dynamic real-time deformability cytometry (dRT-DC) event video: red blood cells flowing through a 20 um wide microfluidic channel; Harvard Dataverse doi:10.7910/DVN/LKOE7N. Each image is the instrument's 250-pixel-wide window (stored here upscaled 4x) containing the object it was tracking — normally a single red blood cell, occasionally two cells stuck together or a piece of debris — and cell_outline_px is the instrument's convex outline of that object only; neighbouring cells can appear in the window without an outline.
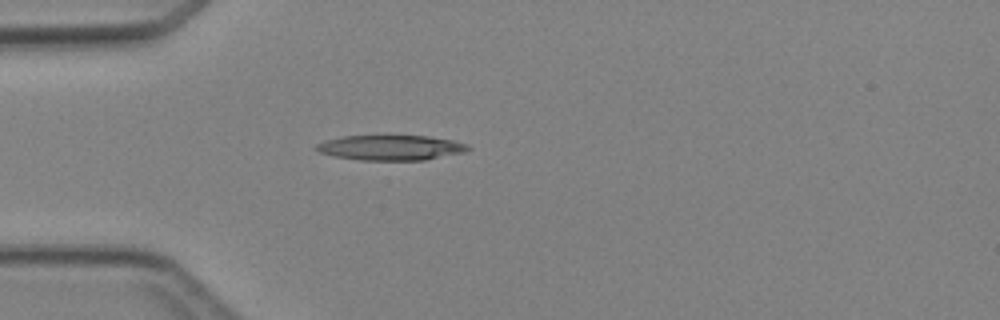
{"species": "Egyptian fruit bat (a non-hibernating species)", "species_latin": "Rousettus aegyptiacus", "temperature_condition": "cold", "stored_images_in_passage": 4, "camera_frame_rate_fps": 3000, "um_per_image_px": 0.085, "animal": {"sex": "female"}, "frame": {"image": 1, "passage_image": 4, "time_ms": 3.667, "image_size_px": [1000, 320], "cell_outline_px": [[472, 148], [464, 152], [424, 160], [360, 160], [336, 156], [320, 152], [312, 148], [316, 144], [324, 140], [344, 136], [428, 136], [452, 140], [468, 144]], "centroid_in_image_um": [33.21, 12.55], "position_along_channel_um": 51.8, "area_um2": 22.14}}